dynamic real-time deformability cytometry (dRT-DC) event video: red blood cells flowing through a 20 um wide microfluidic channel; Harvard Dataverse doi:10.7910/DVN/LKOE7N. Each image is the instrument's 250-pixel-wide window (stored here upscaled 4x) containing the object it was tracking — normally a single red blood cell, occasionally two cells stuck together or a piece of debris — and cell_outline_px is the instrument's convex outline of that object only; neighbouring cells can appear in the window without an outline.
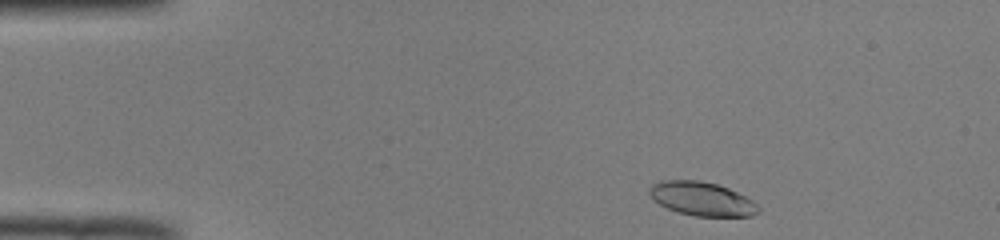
{"species": "common noctule bat (a hibernating species)", "species_latin": "Nyctalus noctula", "temperature_condition": "room temperature", "stored_images_in_passage": 46, "camera_frame_rate_fps": 3000, "um_per_image_px": 0.085, "animal": {"sex": "male", "body_mass_g": 19.0, "forearm_length_mm": 50.8}, "frame": {"image": 1, "passage_image": 2, "time_ms": 0.333, "image_size_px": [1000, 240], "cell_outline_px": [[760, 212], [752, 216], [696, 216], [680, 212], [668, 208], [652, 200], [648, 192], [648, 188], [652, 184], [664, 180], [700, 180], [716, 184], [728, 188], [752, 200], [760, 208]], "centroid_in_image_um": [59.64, 16.9], "position_along_channel_um": 25.4, "area_um2": 21.39}}
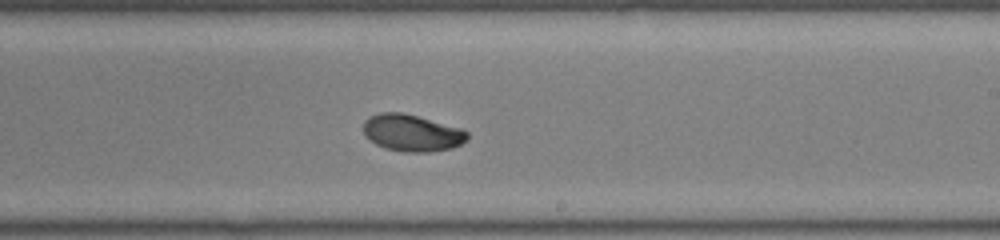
{"frame": {"image": 2, "passage_image": 25, "time_ms": 8.0, "image_size_px": [1000, 240], "cell_outline_px": [[468, 140], [452, 148], [428, 152], [404, 152], [384, 148], [376, 144], [364, 136], [364, 120], [368, 116], [380, 112], [404, 112], [460, 128], [468, 132]], "centroid_in_image_um": [34.99, 11.29], "position_along_channel_um": 254.0, "area_um2": 22.48}}
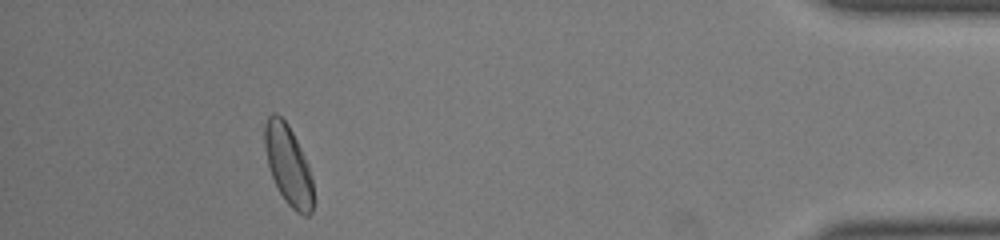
{"frame": {"image": 3, "passage_image": 41, "time_ms": 13.333, "image_size_px": [1000, 240], "cell_outline_px": [[312, 212], [308, 216], [304, 216], [296, 212], [284, 200], [272, 176], [268, 164], [264, 148], [264, 124], [268, 116], [272, 112], [276, 112], [288, 124], [308, 164], [312, 180]], "centroid_in_image_um": [24.48, 14.01], "position_along_channel_um": 410.7, "area_um2": 22.37}, "authors_computed_cell_mechanics": {"area_um2": 21.9929, "velocity_mm_per_s": 3.9644, "shape_relaxation_time_tau1_ms": 3.781, "shape_relaxation_time_tau2_ms": 3.7595, "deformation_change_tau1": 0.1319, "deformation_change_tau2": 0.0587}}